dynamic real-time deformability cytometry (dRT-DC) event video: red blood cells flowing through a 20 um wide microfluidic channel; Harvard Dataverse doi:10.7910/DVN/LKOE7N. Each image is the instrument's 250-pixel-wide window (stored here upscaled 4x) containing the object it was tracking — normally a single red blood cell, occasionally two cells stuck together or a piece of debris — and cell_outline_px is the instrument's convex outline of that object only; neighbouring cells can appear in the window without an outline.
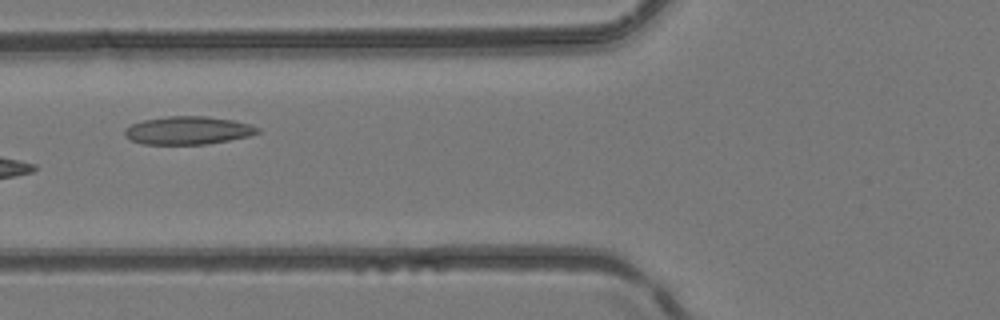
{"species": "common noctule bat (a hibernating species)", "species_latin": "Nyctalus noctula", "temperature_condition": "room temperature", "stored_images_in_passage": 2, "camera_frame_rate_fps": 3000, "um_per_image_px": 0.085, "animal": {"sex": "female", "body_mass_g": 24.6, "forearm_length_mm": 56.2}, "frame": {"image": 1, "passage_image": 2, "time_ms": 0.333, "image_size_px": [1000, 320], "cell_outline_px": [[260, 132], [248, 136], [208, 144], [144, 144], [132, 140], [124, 136], [124, 128], [132, 124], [144, 120], [168, 116], [204, 116], [232, 120], [248, 124], [260, 128]], "centroid_in_image_um": [15.96, 11.08], "position_along_channel_um": 109.8, "area_um2": 21.56}}